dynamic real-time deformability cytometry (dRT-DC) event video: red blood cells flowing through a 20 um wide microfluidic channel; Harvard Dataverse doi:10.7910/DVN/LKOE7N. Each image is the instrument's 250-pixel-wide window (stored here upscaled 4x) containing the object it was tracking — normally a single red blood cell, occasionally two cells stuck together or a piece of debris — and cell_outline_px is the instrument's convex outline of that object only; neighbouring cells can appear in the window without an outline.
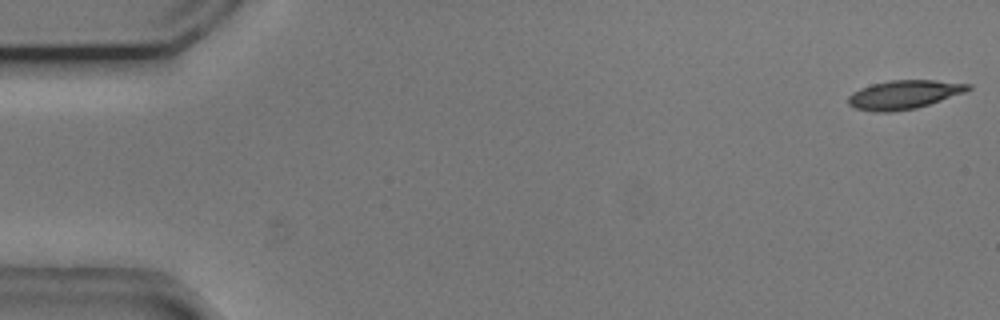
{"species": "common noctule bat (a hibernating species)", "species_latin": "Nyctalus noctula", "temperature_condition": "cold", "stored_images_in_passage": 40, "camera_frame_rate_fps": 3000, "um_per_image_px": 0.085, "animal": {"sex": "male", "body_mass_g": 20.5, "forearm_length_mm": 52.5}, "frame": {"image": 1, "passage_image": 1, "time_ms": 0.0, "image_size_px": [1000, 320], "cell_outline_px": [[972, 88], [964, 92], [916, 108], [892, 112], [872, 112], [856, 108], [848, 104], [848, 96], [852, 92], [860, 88], [872, 84], [888, 80], [936, 80], [972, 84]], "centroid_in_image_um": [76.81, 8.03], "position_along_channel_um": 8.2, "area_um2": 20.06}}
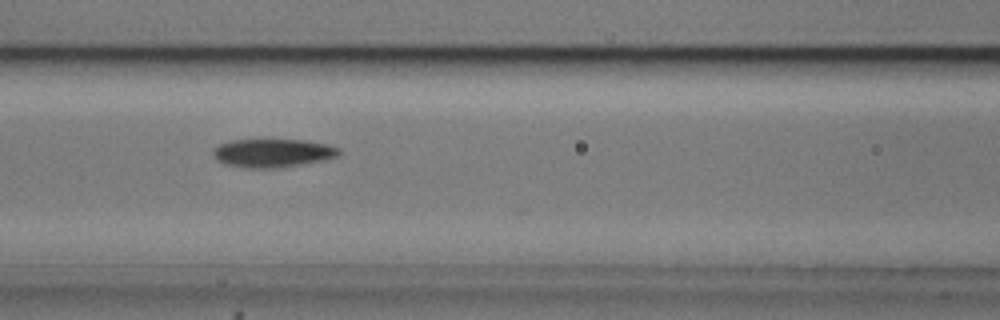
{"frame": {"image": 2, "passage_image": 23, "time_ms": 7.333, "image_size_px": [1000, 320], "cell_outline_px": [[340, 156], [328, 160], [276, 168], [244, 168], [224, 164], [216, 160], [212, 152], [212, 148], [220, 144], [232, 140], [304, 140], [328, 144], [340, 148]], "centroid_in_image_um": [23.2, 13.01], "position_along_channel_um": 143.4, "area_um2": 21.15}}
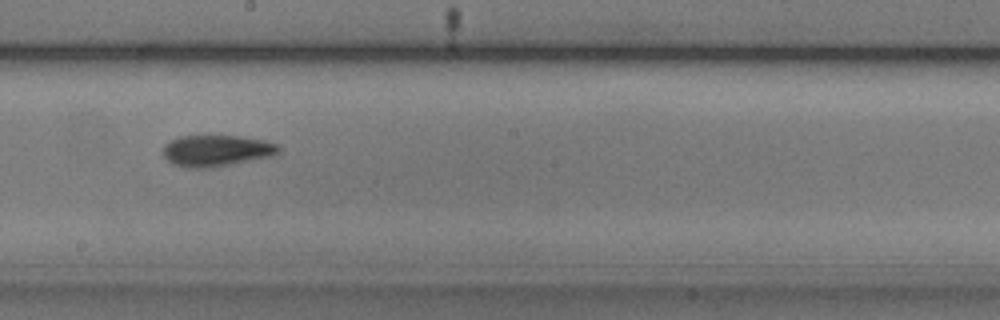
{"frame": {"image": 3, "passage_image": 30, "time_ms": 9.667, "image_size_px": [1000, 320], "cell_outline_px": [[280, 152], [276, 156], [208, 168], [188, 168], [172, 164], [164, 156], [164, 144], [180, 136], [240, 136], [264, 140], [280, 144]], "centroid_in_image_um": [18.46, 12.81], "position_along_channel_um": 229.7, "area_um2": 21.27}}